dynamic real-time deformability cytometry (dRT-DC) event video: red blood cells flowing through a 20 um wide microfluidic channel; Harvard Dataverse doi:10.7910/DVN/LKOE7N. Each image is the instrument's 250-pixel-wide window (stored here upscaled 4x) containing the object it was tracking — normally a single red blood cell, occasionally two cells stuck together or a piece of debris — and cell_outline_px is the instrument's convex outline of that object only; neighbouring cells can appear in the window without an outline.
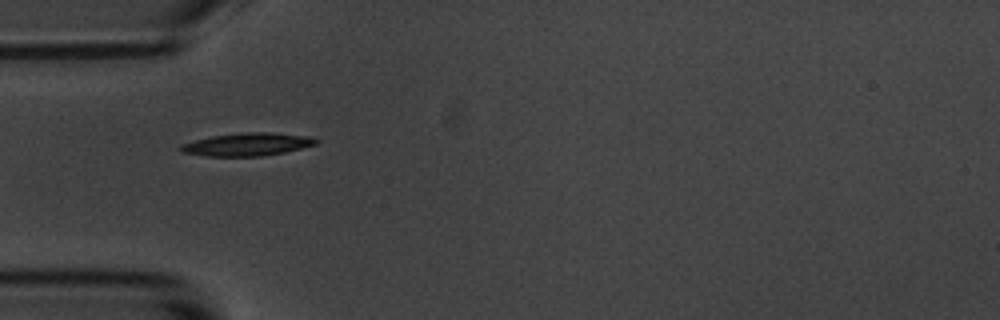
{"species": "common noctule bat (a hibernating species)", "species_latin": "Nyctalus noctula", "temperature_condition": "room temperature", "stored_images_in_passage": 41, "camera_frame_rate_fps": 3000, "um_per_image_px": 0.085, "animal": {"sex": "male", "body_mass_g": 20.1, "forearm_length_mm": 53.5}, "frame": {"image": 1, "passage_image": 1, "time_ms": 0.0, "image_size_px": [1000, 320], "cell_outline_px": [[316, 144], [284, 152], [264, 156], [208, 156], [180, 152], [180, 144], [212, 136], [248, 132], [268, 132], [312, 136], [316, 140]], "centroid_in_image_um": [21.01, 12.27], "position_along_channel_um": 64.0, "area_um2": 17.86}}
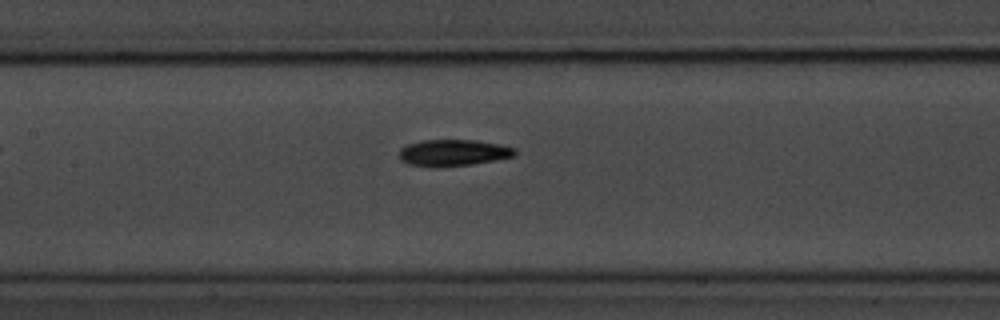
{"frame": {"image": 2, "passage_image": 10, "time_ms": 3.0, "image_size_px": [1000, 320], "cell_outline_px": [[516, 156], [472, 164], [440, 168], [436, 168], [408, 164], [400, 160], [400, 148], [408, 144], [424, 140], [476, 140], [516, 148]], "centroid_in_image_um": [38.51, 13.0], "position_along_channel_um": 168.9, "area_um2": 17.98}}
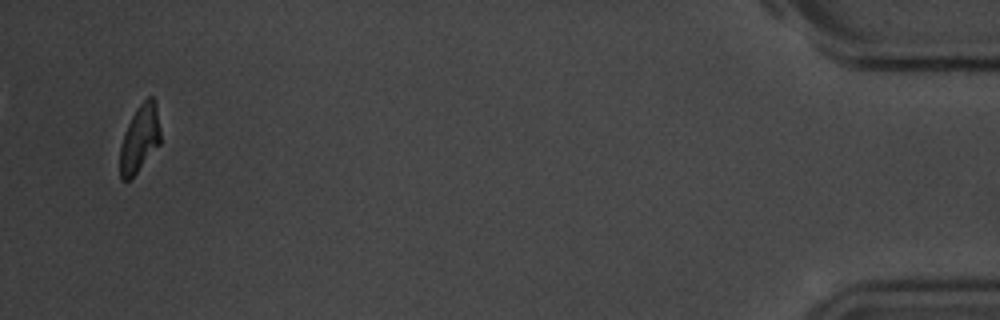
{"frame": {"image": 3, "passage_image": 39, "time_ms": 12.667, "image_size_px": [1000, 320], "cell_outline_px": [[160, 144], [136, 172], [128, 180], [120, 180], [120, 148], [124, 132], [136, 108], [148, 96], [152, 96], [156, 100], [160, 128]], "centroid_in_image_um": [11.88, 11.74], "position_along_channel_um": 423.3, "area_um2": 15.78}, "authors_computed_cell_mechanics": {"area_um2": 17.7446, "velocity_mm_per_s": 3.5003, "shape_relaxation_time_tau1_ms": 3.1874, "shape_relaxation_time_tau2_ms": 2.9782, "deformation_change_tau1": 0.1542, "deformation_change_tau2": 0.0918}}